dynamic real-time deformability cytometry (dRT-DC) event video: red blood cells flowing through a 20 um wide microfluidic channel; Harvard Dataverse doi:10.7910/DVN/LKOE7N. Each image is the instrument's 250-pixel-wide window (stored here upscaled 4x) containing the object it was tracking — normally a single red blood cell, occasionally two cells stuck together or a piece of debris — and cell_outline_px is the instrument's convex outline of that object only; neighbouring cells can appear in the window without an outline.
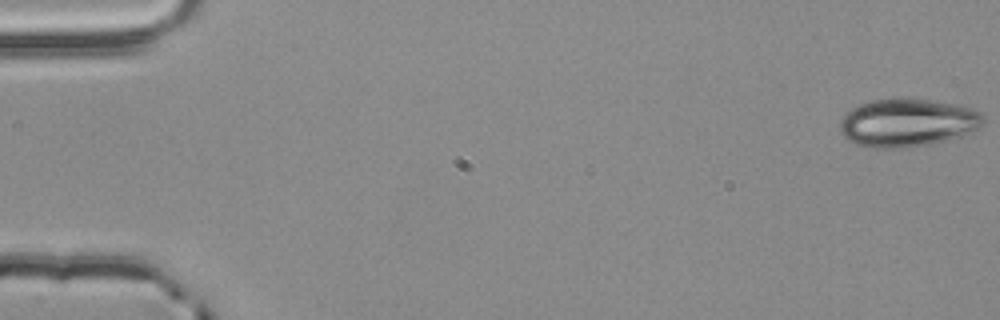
{"species": "common noctule bat (a hibernating species)", "species_latin": "Nyctalus noctula", "temperature_condition": "room temperature", "stored_images_in_passage": 54, "camera_frame_rate_fps": 3000, "um_per_image_px": 0.085, "animal": {"sex": "male", "body_mass_g": 20.4}, "frame": {"image": 1, "passage_image": 1, "time_ms": 0.0, "image_size_px": [1000, 320], "cell_outline_px": [[984, 120], [980, 128], [972, 132], [960, 136], [932, 144], [904, 148], [872, 148], [856, 144], [848, 140], [840, 132], [840, 120], [856, 104], [872, 100], [900, 96], [908, 96], [932, 100], [972, 108], [980, 112], [984, 116]], "centroid_in_image_um": [77.13, 10.41], "position_along_channel_um": 7.9, "area_um2": 40.92}}
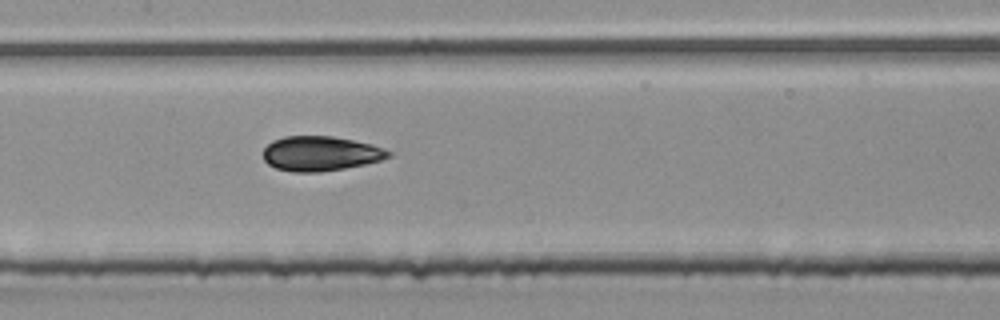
{"frame": {"image": 2, "passage_image": 27, "time_ms": 8.667, "image_size_px": [1000, 320], "cell_outline_px": [[392, 156], [380, 160], [364, 164], [344, 168], [320, 172], [292, 172], [276, 168], [268, 164], [264, 160], [264, 148], [272, 140], [284, 136], [332, 136], [372, 144], [384, 148], [392, 152]], "centroid_in_image_um": [27.24, 13.05], "position_along_channel_um": 180.2, "area_um2": 25.37}}
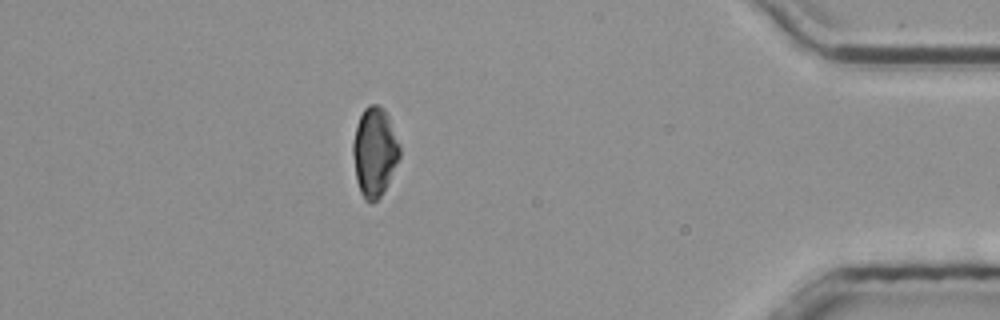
{"frame": {"image": 3, "passage_image": 48, "time_ms": 15.667, "image_size_px": [1000, 320], "cell_outline_px": [[400, 156], [388, 184], [380, 196], [372, 204], [368, 204], [364, 200], [360, 192], [356, 180], [352, 152], [352, 144], [356, 128], [360, 116], [364, 108], [368, 104], [376, 104], [384, 108], [388, 116], [400, 144]], "centroid_in_image_um": [31.83, 12.93], "position_along_channel_um": 403.4, "area_um2": 24.45}, "authors_computed_cell_mechanics": {"area_um2": 25.5476, "velocity_mm_per_s": 3.8472, "shape_relaxation_time_tau1_ms": 3.3398, "shape_relaxation_time_tau2_ms": 0.9999, "deformation_change_tau1": 0.1393, "deformation_change_tau2": 0.0556}}